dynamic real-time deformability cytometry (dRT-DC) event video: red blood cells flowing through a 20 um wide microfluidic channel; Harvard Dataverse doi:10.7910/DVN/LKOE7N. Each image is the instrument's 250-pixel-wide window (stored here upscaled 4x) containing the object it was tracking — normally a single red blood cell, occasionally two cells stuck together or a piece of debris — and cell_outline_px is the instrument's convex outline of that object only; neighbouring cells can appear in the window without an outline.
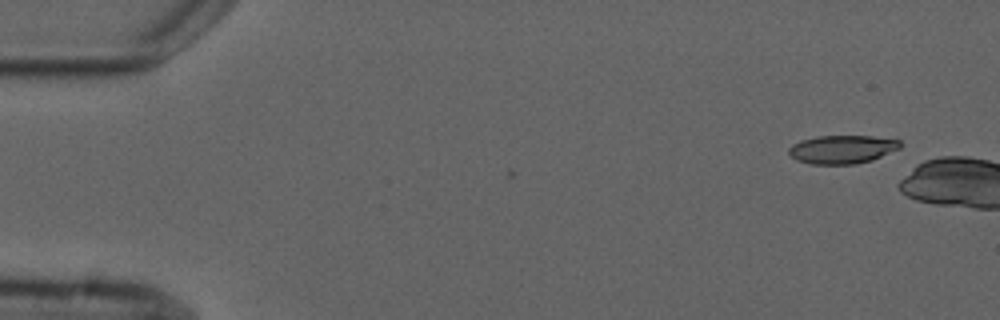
{"species": "common noctule bat (a hibernating species)", "species_latin": "Nyctalus noctula", "temperature_condition": "cold", "stored_images_in_passage": 2, "camera_frame_rate_fps": 3000, "um_per_image_px": 0.085, "animal": {"sex": "male", "forearm_length_mm": 52.5}, "frame": {"image": 1, "passage_image": 2, "time_ms": 1.0, "image_size_px": [1000, 320], "cell_outline_px": [[900, 148], [872, 160], [856, 164], [812, 164], [796, 160], [788, 152], [788, 148], [792, 144], [800, 140], [816, 136], [872, 136], [900, 140]], "centroid_in_image_um": [71.56, 12.69], "position_along_channel_um": 13.4, "area_um2": 18.44}}